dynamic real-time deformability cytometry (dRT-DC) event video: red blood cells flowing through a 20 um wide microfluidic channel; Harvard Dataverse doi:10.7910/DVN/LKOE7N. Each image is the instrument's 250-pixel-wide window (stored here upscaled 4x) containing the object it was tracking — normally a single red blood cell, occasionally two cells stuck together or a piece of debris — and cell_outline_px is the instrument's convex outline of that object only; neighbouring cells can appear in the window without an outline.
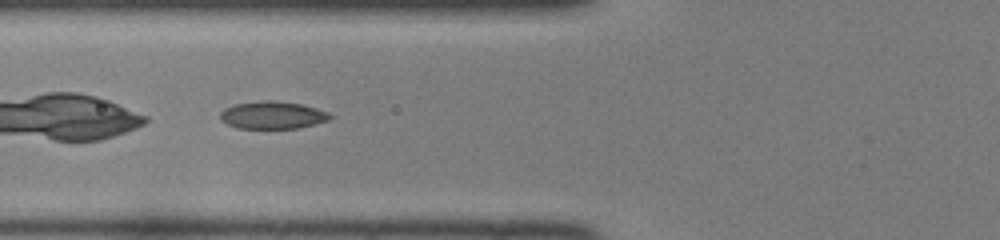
{"species": "common noctule bat (a hibernating species)", "species_latin": "Nyctalus noctula", "temperature_condition": "room temperature", "stored_images_in_passage": 48, "camera_frame_rate_fps": 3000, "um_per_image_px": 0.085, "animal": {"sex": "female", "body_mass_g": 22.0, "forearm_length_mm": 56.7}, "frame": {"image": 1, "passage_image": 20, "time_ms": 6.333, "image_size_px": [1000, 240], "cell_outline_px": [[332, 116], [328, 120], [300, 128], [236, 128], [220, 120], [220, 112], [224, 108], [236, 104], [260, 100], [276, 100], [300, 104], [316, 108], [328, 112]], "centroid_in_image_um": [23.14, 9.78], "position_along_channel_um": 102.7, "area_um2": 17.63}}
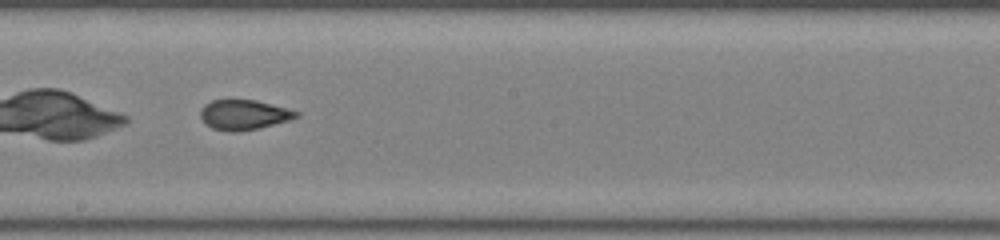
{"frame": {"image": 2, "passage_image": 29, "time_ms": 9.333, "image_size_px": [1000, 240], "cell_outline_px": [[300, 116], [288, 120], [260, 128], [240, 132], [228, 132], [212, 128], [204, 124], [200, 116], [200, 108], [204, 104], [212, 100], [256, 100], [300, 112]], "centroid_in_image_um": [20.68, 9.77], "position_along_channel_um": 227.5, "area_um2": 16.88}}
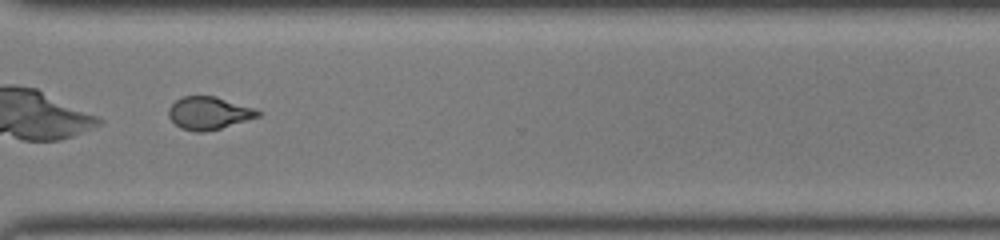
{"frame": {"image": 3, "passage_image": 38, "time_ms": 12.333, "image_size_px": [1000, 240], "cell_outline_px": [[264, 112], [260, 116], [220, 128], [204, 132], [196, 132], [180, 128], [168, 116], [168, 108], [176, 100], [184, 96], [216, 96], [256, 108]], "centroid_in_image_um": [17.78, 9.6], "position_along_channel_um": 352.8, "area_um2": 17.11}, "authors_computed_cell_mechanics": {"area_um2": 17.918, "velocity_mm_per_s": 4.1636, "shape_relaxation_time_tau1_ms": 6.8973, "shape_relaxation_time_tau2_ms": 1.2284, "deformation_change_tau1": 0.1849, "deformation_change_tau2": 0.0642}}